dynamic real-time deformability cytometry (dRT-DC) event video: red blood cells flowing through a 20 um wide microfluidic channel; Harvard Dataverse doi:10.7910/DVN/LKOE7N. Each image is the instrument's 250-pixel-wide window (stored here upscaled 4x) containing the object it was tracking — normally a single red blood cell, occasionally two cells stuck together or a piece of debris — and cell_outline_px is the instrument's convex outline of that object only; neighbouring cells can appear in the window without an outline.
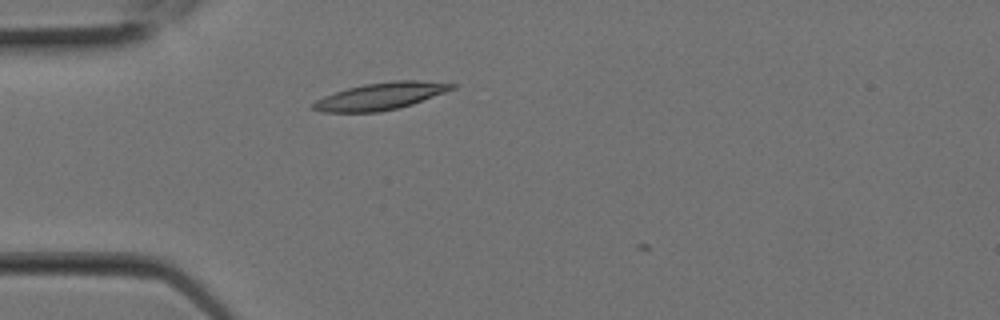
{"species": "Egyptian fruit bat (a non-hibernating species)", "species_latin": "Rousettus aegyptiacus", "temperature_condition": "room temperature", "stored_images_in_passage": 2, "camera_frame_rate_fps": 3000, "um_per_image_px": 0.085, "animal": {"sex": "female"}, "frame": {"image": 1, "passage_image": 2, "time_ms": 0.333, "image_size_px": [1000, 320], "cell_outline_px": [[460, 84], [456, 88], [412, 104], [380, 112], [320, 112], [312, 108], [312, 104], [316, 100], [324, 96], [348, 88], [364, 84], [396, 80], [416, 80]], "centroid_in_image_um": [32.37, 8.17], "position_along_channel_um": 52.6, "area_um2": 21.79}}